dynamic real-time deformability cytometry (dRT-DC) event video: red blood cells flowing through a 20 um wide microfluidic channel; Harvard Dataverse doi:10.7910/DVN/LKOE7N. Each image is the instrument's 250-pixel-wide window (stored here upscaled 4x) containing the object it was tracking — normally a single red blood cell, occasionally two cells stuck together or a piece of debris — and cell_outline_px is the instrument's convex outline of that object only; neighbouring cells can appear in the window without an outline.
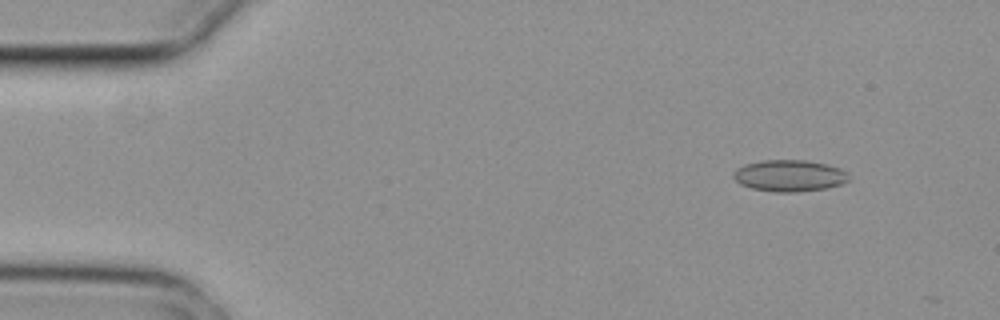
{"species": "common noctule bat (a hibernating species)", "species_latin": "Nyctalus noctula", "temperature_condition": "cold", "stored_images_in_passage": 3, "camera_frame_rate_fps": 3000, "um_per_image_px": 0.085, "animal": {"sex": "female", "body_mass_g": 29.2, "forearm_length_mm": 56.3}, "frame": {"image": 1, "passage_image": 2, "time_ms": 0.333, "image_size_px": [1000, 320], "cell_outline_px": [[848, 180], [840, 184], [828, 188], [796, 192], [776, 192], [752, 188], [740, 184], [732, 176], [732, 172], [736, 168], [744, 164], [764, 160], [804, 160], [824, 164], [840, 168], [848, 172]], "centroid_in_image_um": [67.07, 14.93], "position_along_channel_um": 17.9, "area_um2": 21.21}}